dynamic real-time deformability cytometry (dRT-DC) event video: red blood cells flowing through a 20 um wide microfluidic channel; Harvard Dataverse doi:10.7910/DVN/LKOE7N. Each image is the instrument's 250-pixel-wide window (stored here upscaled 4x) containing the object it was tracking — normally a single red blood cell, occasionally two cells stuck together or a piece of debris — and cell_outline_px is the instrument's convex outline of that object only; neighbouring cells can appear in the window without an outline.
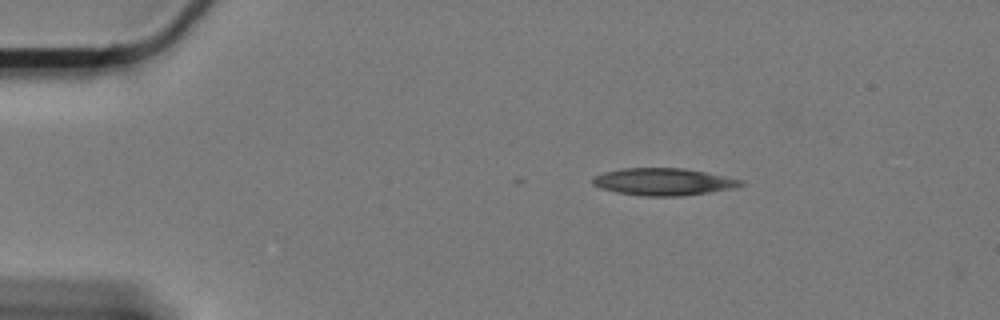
{"species": "Egyptian fruit bat (a non-hibernating species)", "species_latin": "Rousettus aegyptiacus", "temperature_condition": "cold", "stored_images_in_passage": 4, "camera_frame_rate_fps": 3000, "um_per_image_px": 0.085, "animal": {"sex": "female"}, "frame": {"image": 1, "passage_image": 1, "time_ms": 0.0, "image_size_px": [1000, 320], "cell_outline_px": [[744, 184], [732, 188], [708, 192], [676, 196], [644, 196], [616, 192], [600, 188], [592, 184], [592, 176], [604, 172], [624, 168], [684, 168], [744, 180]], "centroid_in_image_um": [56.34, 15.44], "position_along_channel_um": 28.7, "area_um2": 23.29}}